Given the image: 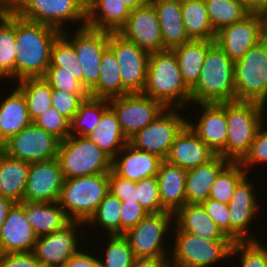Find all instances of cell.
<instances>
[{"instance_id": "bcb514c9", "label": "cell", "mask_w": 267, "mask_h": 267, "mask_svg": "<svg viewBox=\"0 0 267 267\" xmlns=\"http://www.w3.org/2000/svg\"><path fill=\"white\" fill-rule=\"evenodd\" d=\"M135 202H138L148 213L165 212L162 209L156 176L136 182Z\"/></svg>"}, {"instance_id": "f907efd6", "label": "cell", "mask_w": 267, "mask_h": 267, "mask_svg": "<svg viewBox=\"0 0 267 267\" xmlns=\"http://www.w3.org/2000/svg\"><path fill=\"white\" fill-rule=\"evenodd\" d=\"M263 126L264 124L259 128L250 150L239 162L246 172H248L249 165L259 162L267 163V128Z\"/></svg>"}, {"instance_id": "f35d334b", "label": "cell", "mask_w": 267, "mask_h": 267, "mask_svg": "<svg viewBox=\"0 0 267 267\" xmlns=\"http://www.w3.org/2000/svg\"><path fill=\"white\" fill-rule=\"evenodd\" d=\"M15 63V13H12L0 16V79L15 78Z\"/></svg>"}, {"instance_id": "91938a15", "label": "cell", "mask_w": 267, "mask_h": 267, "mask_svg": "<svg viewBox=\"0 0 267 267\" xmlns=\"http://www.w3.org/2000/svg\"><path fill=\"white\" fill-rule=\"evenodd\" d=\"M13 204L14 202L0 195V229L4 224L9 209L13 206Z\"/></svg>"}, {"instance_id": "4dcf8cb0", "label": "cell", "mask_w": 267, "mask_h": 267, "mask_svg": "<svg viewBox=\"0 0 267 267\" xmlns=\"http://www.w3.org/2000/svg\"><path fill=\"white\" fill-rule=\"evenodd\" d=\"M15 88L4 101H0V139L4 143L32 123L26 99L23 93Z\"/></svg>"}, {"instance_id": "d6986e66", "label": "cell", "mask_w": 267, "mask_h": 267, "mask_svg": "<svg viewBox=\"0 0 267 267\" xmlns=\"http://www.w3.org/2000/svg\"><path fill=\"white\" fill-rule=\"evenodd\" d=\"M118 33L149 53L165 50L160 23L150 1L144 6L131 10L126 23Z\"/></svg>"}, {"instance_id": "8fae6325", "label": "cell", "mask_w": 267, "mask_h": 267, "mask_svg": "<svg viewBox=\"0 0 267 267\" xmlns=\"http://www.w3.org/2000/svg\"><path fill=\"white\" fill-rule=\"evenodd\" d=\"M172 222L174 214L170 212L149 213L129 229L123 236L128 240L135 258H169V247L164 244Z\"/></svg>"}, {"instance_id": "6125c7cd", "label": "cell", "mask_w": 267, "mask_h": 267, "mask_svg": "<svg viewBox=\"0 0 267 267\" xmlns=\"http://www.w3.org/2000/svg\"><path fill=\"white\" fill-rule=\"evenodd\" d=\"M130 10H134L138 7L144 6L150 0H121Z\"/></svg>"}, {"instance_id": "be15d7a7", "label": "cell", "mask_w": 267, "mask_h": 267, "mask_svg": "<svg viewBox=\"0 0 267 267\" xmlns=\"http://www.w3.org/2000/svg\"><path fill=\"white\" fill-rule=\"evenodd\" d=\"M5 153V143L0 139V157Z\"/></svg>"}, {"instance_id": "7402d4cb", "label": "cell", "mask_w": 267, "mask_h": 267, "mask_svg": "<svg viewBox=\"0 0 267 267\" xmlns=\"http://www.w3.org/2000/svg\"><path fill=\"white\" fill-rule=\"evenodd\" d=\"M37 238L23 206L14 203L0 229V253L33 252Z\"/></svg>"}, {"instance_id": "6f0895ef", "label": "cell", "mask_w": 267, "mask_h": 267, "mask_svg": "<svg viewBox=\"0 0 267 267\" xmlns=\"http://www.w3.org/2000/svg\"><path fill=\"white\" fill-rule=\"evenodd\" d=\"M249 14L265 15L267 12V0H239Z\"/></svg>"}, {"instance_id": "4fadbf2b", "label": "cell", "mask_w": 267, "mask_h": 267, "mask_svg": "<svg viewBox=\"0 0 267 267\" xmlns=\"http://www.w3.org/2000/svg\"><path fill=\"white\" fill-rule=\"evenodd\" d=\"M109 107L116 114L121 130L128 140L166 109L160 101L142 93L110 98Z\"/></svg>"}, {"instance_id": "03108f58", "label": "cell", "mask_w": 267, "mask_h": 267, "mask_svg": "<svg viewBox=\"0 0 267 267\" xmlns=\"http://www.w3.org/2000/svg\"><path fill=\"white\" fill-rule=\"evenodd\" d=\"M264 16H265L266 34H267V12H266V14Z\"/></svg>"}, {"instance_id": "ba28073f", "label": "cell", "mask_w": 267, "mask_h": 267, "mask_svg": "<svg viewBox=\"0 0 267 267\" xmlns=\"http://www.w3.org/2000/svg\"><path fill=\"white\" fill-rule=\"evenodd\" d=\"M175 227L170 267H212L213 263L230 257L234 243L231 240H204Z\"/></svg>"}, {"instance_id": "d4e9b609", "label": "cell", "mask_w": 267, "mask_h": 267, "mask_svg": "<svg viewBox=\"0 0 267 267\" xmlns=\"http://www.w3.org/2000/svg\"><path fill=\"white\" fill-rule=\"evenodd\" d=\"M187 170L163 160L156 175L164 211L175 214L186 204Z\"/></svg>"}, {"instance_id": "7a4b0ae2", "label": "cell", "mask_w": 267, "mask_h": 267, "mask_svg": "<svg viewBox=\"0 0 267 267\" xmlns=\"http://www.w3.org/2000/svg\"><path fill=\"white\" fill-rule=\"evenodd\" d=\"M142 94L160 101L166 108L183 110L186 103H191V90L183 81L173 50L165 49L149 54L146 84Z\"/></svg>"}, {"instance_id": "836d02e7", "label": "cell", "mask_w": 267, "mask_h": 267, "mask_svg": "<svg viewBox=\"0 0 267 267\" xmlns=\"http://www.w3.org/2000/svg\"><path fill=\"white\" fill-rule=\"evenodd\" d=\"M87 137L112 160L129 142L121 130L116 114L110 107L103 113L95 129Z\"/></svg>"}, {"instance_id": "277c9868", "label": "cell", "mask_w": 267, "mask_h": 267, "mask_svg": "<svg viewBox=\"0 0 267 267\" xmlns=\"http://www.w3.org/2000/svg\"><path fill=\"white\" fill-rule=\"evenodd\" d=\"M265 107L254 101L226 102V159L230 162H240L250 150L259 128L265 124Z\"/></svg>"}, {"instance_id": "ee69618b", "label": "cell", "mask_w": 267, "mask_h": 267, "mask_svg": "<svg viewBox=\"0 0 267 267\" xmlns=\"http://www.w3.org/2000/svg\"><path fill=\"white\" fill-rule=\"evenodd\" d=\"M105 257L98 258L103 267H132L135 256L128 240L123 235L108 236Z\"/></svg>"}, {"instance_id": "5bb4252c", "label": "cell", "mask_w": 267, "mask_h": 267, "mask_svg": "<svg viewBox=\"0 0 267 267\" xmlns=\"http://www.w3.org/2000/svg\"><path fill=\"white\" fill-rule=\"evenodd\" d=\"M61 140L33 122L5 142V153L28 163L57 158Z\"/></svg>"}, {"instance_id": "9f6ffc18", "label": "cell", "mask_w": 267, "mask_h": 267, "mask_svg": "<svg viewBox=\"0 0 267 267\" xmlns=\"http://www.w3.org/2000/svg\"><path fill=\"white\" fill-rule=\"evenodd\" d=\"M98 261V257L88 252L79 251L73 255L62 267H90Z\"/></svg>"}, {"instance_id": "816d5d0a", "label": "cell", "mask_w": 267, "mask_h": 267, "mask_svg": "<svg viewBox=\"0 0 267 267\" xmlns=\"http://www.w3.org/2000/svg\"><path fill=\"white\" fill-rule=\"evenodd\" d=\"M201 204L205 208L207 215L217 225L222 234L230 239V213L228 204L210 198L206 199Z\"/></svg>"}, {"instance_id": "9a60e30c", "label": "cell", "mask_w": 267, "mask_h": 267, "mask_svg": "<svg viewBox=\"0 0 267 267\" xmlns=\"http://www.w3.org/2000/svg\"><path fill=\"white\" fill-rule=\"evenodd\" d=\"M117 58L123 87L129 93H142L147 78L149 52L123 38L109 34V46Z\"/></svg>"}, {"instance_id": "003e7915", "label": "cell", "mask_w": 267, "mask_h": 267, "mask_svg": "<svg viewBox=\"0 0 267 267\" xmlns=\"http://www.w3.org/2000/svg\"><path fill=\"white\" fill-rule=\"evenodd\" d=\"M15 4H17L19 2V0H12Z\"/></svg>"}, {"instance_id": "8d00e7d4", "label": "cell", "mask_w": 267, "mask_h": 267, "mask_svg": "<svg viewBox=\"0 0 267 267\" xmlns=\"http://www.w3.org/2000/svg\"><path fill=\"white\" fill-rule=\"evenodd\" d=\"M15 85L26 99L29 117L32 122L52 106V87L44 77L25 78L17 81Z\"/></svg>"}, {"instance_id": "f5cc1de1", "label": "cell", "mask_w": 267, "mask_h": 267, "mask_svg": "<svg viewBox=\"0 0 267 267\" xmlns=\"http://www.w3.org/2000/svg\"><path fill=\"white\" fill-rule=\"evenodd\" d=\"M121 235L135 227L147 214L135 201H121Z\"/></svg>"}, {"instance_id": "44dd1931", "label": "cell", "mask_w": 267, "mask_h": 267, "mask_svg": "<svg viewBox=\"0 0 267 267\" xmlns=\"http://www.w3.org/2000/svg\"><path fill=\"white\" fill-rule=\"evenodd\" d=\"M197 106L203 109L199 119H195L198 122L187 121V125L214 153L226 158V102Z\"/></svg>"}, {"instance_id": "680465c9", "label": "cell", "mask_w": 267, "mask_h": 267, "mask_svg": "<svg viewBox=\"0 0 267 267\" xmlns=\"http://www.w3.org/2000/svg\"><path fill=\"white\" fill-rule=\"evenodd\" d=\"M132 267H170L169 258L135 259Z\"/></svg>"}, {"instance_id": "4316f807", "label": "cell", "mask_w": 267, "mask_h": 267, "mask_svg": "<svg viewBox=\"0 0 267 267\" xmlns=\"http://www.w3.org/2000/svg\"><path fill=\"white\" fill-rule=\"evenodd\" d=\"M131 10L121 0H87L86 26L118 33Z\"/></svg>"}, {"instance_id": "60d3db41", "label": "cell", "mask_w": 267, "mask_h": 267, "mask_svg": "<svg viewBox=\"0 0 267 267\" xmlns=\"http://www.w3.org/2000/svg\"><path fill=\"white\" fill-rule=\"evenodd\" d=\"M121 210V201L108 192L85 224H98L109 236L121 235Z\"/></svg>"}, {"instance_id": "681fc988", "label": "cell", "mask_w": 267, "mask_h": 267, "mask_svg": "<svg viewBox=\"0 0 267 267\" xmlns=\"http://www.w3.org/2000/svg\"><path fill=\"white\" fill-rule=\"evenodd\" d=\"M88 96L89 94H75L52 89L51 103L52 107L71 121L79 110L81 103Z\"/></svg>"}, {"instance_id": "db71d44e", "label": "cell", "mask_w": 267, "mask_h": 267, "mask_svg": "<svg viewBox=\"0 0 267 267\" xmlns=\"http://www.w3.org/2000/svg\"><path fill=\"white\" fill-rule=\"evenodd\" d=\"M135 188V181L121 178L112 170L109 172V193L120 201H135Z\"/></svg>"}, {"instance_id": "484cf974", "label": "cell", "mask_w": 267, "mask_h": 267, "mask_svg": "<svg viewBox=\"0 0 267 267\" xmlns=\"http://www.w3.org/2000/svg\"><path fill=\"white\" fill-rule=\"evenodd\" d=\"M150 2L160 23L164 49L172 50L191 40L183 23L181 1L150 0Z\"/></svg>"}, {"instance_id": "f1b7e54d", "label": "cell", "mask_w": 267, "mask_h": 267, "mask_svg": "<svg viewBox=\"0 0 267 267\" xmlns=\"http://www.w3.org/2000/svg\"><path fill=\"white\" fill-rule=\"evenodd\" d=\"M174 218L175 225L181 231L209 241L230 240L207 215L202 204L186 203L174 214Z\"/></svg>"}, {"instance_id": "c3c4849f", "label": "cell", "mask_w": 267, "mask_h": 267, "mask_svg": "<svg viewBox=\"0 0 267 267\" xmlns=\"http://www.w3.org/2000/svg\"><path fill=\"white\" fill-rule=\"evenodd\" d=\"M44 79L52 89L64 90L75 94H89L82 84L61 67H48Z\"/></svg>"}, {"instance_id": "f6af8a7d", "label": "cell", "mask_w": 267, "mask_h": 267, "mask_svg": "<svg viewBox=\"0 0 267 267\" xmlns=\"http://www.w3.org/2000/svg\"><path fill=\"white\" fill-rule=\"evenodd\" d=\"M240 254H237V253ZM239 255L241 267H267V246L259 240L234 242L230 256Z\"/></svg>"}, {"instance_id": "5b68a950", "label": "cell", "mask_w": 267, "mask_h": 267, "mask_svg": "<svg viewBox=\"0 0 267 267\" xmlns=\"http://www.w3.org/2000/svg\"><path fill=\"white\" fill-rule=\"evenodd\" d=\"M109 192V173L64 179L58 199L71 221L86 223Z\"/></svg>"}, {"instance_id": "7c38bea8", "label": "cell", "mask_w": 267, "mask_h": 267, "mask_svg": "<svg viewBox=\"0 0 267 267\" xmlns=\"http://www.w3.org/2000/svg\"><path fill=\"white\" fill-rule=\"evenodd\" d=\"M76 30L74 35L67 30L61 34L74 46L76 57L82 66L83 87L89 93L97 85L100 77V62L103 52L109 46L111 32L87 26Z\"/></svg>"}, {"instance_id": "ac0fdd59", "label": "cell", "mask_w": 267, "mask_h": 267, "mask_svg": "<svg viewBox=\"0 0 267 267\" xmlns=\"http://www.w3.org/2000/svg\"><path fill=\"white\" fill-rule=\"evenodd\" d=\"M64 176L57 158L30 163L25 202H58Z\"/></svg>"}, {"instance_id": "ffe728a7", "label": "cell", "mask_w": 267, "mask_h": 267, "mask_svg": "<svg viewBox=\"0 0 267 267\" xmlns=\"http://www.w3.org/2000/svg\"><path fill=\"white\" fill-rule=\"evenodd\" d=\"M253 183L246 175L236 186L228 204L230 213V240L232 242L255 241L248 232L252 220L258 213L259 203L253 191Z\"/></svg>"}, {"instance_id": "2e32d148", "label": "cell", "mask_w": 267, "mask_h": 267, "mask_svg": "<svg viewBox=\"0 0 267 267\" xmlns=\"http://www.w3.org/2000/svg\"><path fill=\"white\" fill-rule=\"evenodd\" d=\"M266 35L265 16L249 14L243 20L216 32L215 42L233 62H236Z\"/></svg>"}, {"instance_id": "603a6c76", "label": "cell", "mask_w": 267, "mask_h": 267, "mask_svg": "<svg viewBox=\"0 0 267 267\" xmlns=\"http://www.w3.org/2000/svg\"><path fill=\"white\" fill-rule=\"evenodd\" d=\"M162 161L159 156L139 150L128 142L112 160V171L121 178L138 182L156 176Z\"/></svg>"}, {"instance_id": "b9f144b4", "label": "cell", "mask_w": 267, "mask_h": 267, "mask_svg": "<svg viewBox=\"0 0 267 267\" xmlns=\"http://www.w3.org/2000/svg\"><path fill=\"white\" fill-rule=\"evenodd\" d=\"M247 175L239 162H230L216 177L209 198L229 204L238 183Z\"/></svg>"}, {"instance_id": "74e56055", "label": "cell", "mask_w": 267, "mask_h": 267, "mask_svg": "<svg viewBox=\"0 0 267 267\" xmlns=\"http://www.w3.org/2000/svg\"><path fill=\"white\" fill-rule=\"evenodd\" d=\"M108 108L109 99L88 96L70 121V135L79 134L78 136L87 137L93 132Z\"/></svg>"}, {"instance_id": "d6a6232c", "label": "cell", "mask_w": 267, "mask_h": 267, "mask_svg": "<svg viewBox=\"0 0 267 267\" xmlns=\"http://www.w3.org/2000/svg\"><path fill=\"white\" fill-rule=\"evenodd\" d=\"M214 42L190 40L172 49L177 57L183 81L190 90L199 80L207 50Z\"/></svg>"}, {"instance_id": "e7e4bbea", "label": "cell", "mask_w": 267, "mask_h": 267, "mask_svg": "<svg viewBox=\"0 0 267 267\" xmlns=\"http://www.w3.org/2000/svg\"><path fill=\"white\" fill-rule=\"evenodd\" d=\"M90 267H103V266L100 264L98 260L93 266H90Z\"/></svg>"}, {"instance_id": "83f0119b", "label": "cell", "mask_w": 267, "mask_h": 267, "mask_svg": "<svg viewBox=\"0 0 267 267\" xmlns=\"http://www.w3.org/2000/svg\"><path fill=\"white\" fill-rule=\"evenodd\" d=\"M229 163L228 159L216 155L209 162L187 170L186 203L201 204L208 199L216 177Z\"/></svg>"}, {"instance_id": "8992f818", "label": "cell", "mask_w": 267, "mask_h": 267, "mask_svg": "<svg viewBox=\"0 0 267 267\" xmlns=\"http://www.w3.org/2000/svg\"><path fill=\"white\" fill-rule=\"evenodd\" d=\"M64 179L109 173L112 159L88 137L70 135L60 142L57 154Z\"/></svg>"}, {"instance_id": "e0dca14e", "label": "cell", "mask_w": 267, "mask_h": 267, "mask_svg": "<svg viewBox=\"0 0 267 267\" xmlns=\"http://www.w3.org/2000/svg\"><path fill=\"white\" fill-rule=\"evenodd\" d=\"M82 222L71 221L63 229L39 236L33 254L43 267H62L73 255L80 251L77 230Z\"/></svg>"}, {"instance_id": "52a82bcc", "label": "cell", "mask_w": 267, "mask_h": 267, "mask_svg": "<svg viewBox=\"0 0 267 267\" xmlns=\"http://www.w3.org/2000/svg\"><path fill=\"white\" fill-rule=\"evenodd\" d=\"M237 101L267 104V36L234 62Z\"/></svg>"}, {"instance_id": "6da1fadb", "label": "cell", "mask_w": 267, "mask_h": 267, "mask_svg": "<svg viewBox=\"0 0 267 267\" xmlns=\"http://www.w3.org/2000/svg\"><path fill=\"white\" fill-rule=\"evenodd\" d=\"M61 34L57 29L21 18L15 13V79L44 77L51 48Z\"/></svg>"}, {"instance_id": "7bdbcfd3", "label": "cell", "mask_w": 267, "mask_h": 267, "mask_svg": "<svg viewBox=\"0 0 267 267\" xmlns=\"http://www.w3.org/2000/svg\"><path fill=\"white\" fill-rule=\"evenodd\" d=\"M49 67H61L71 74L83 86L82 66L76 57L74 46L60 34L51 48Z\"/></svg>"}, {"instance_id": "1f68e13d", "label": "cell", "mask_w": 267, "mask_h": 267, "mask_svg": "<svg viewBox=\"0 0 267 267\" xmlns=\"http://www.w3.org/2000/svg\"><path fill=\"white\" fill-rule=\"evenodd\" d=\"M30 163L10 157H0V195L14 203H21L25 192Z\"/></svg>"}, {"instance_id": "3957f363", "label": "cell", "mask_w": 267, "mask_h": 267, "mask_svg": "<svg viewBox=\"0 0 267 267\" xmlns=\"http://www.w3.org/2000/svg\"><path fill=\"white\" fill-rule=\"evenodd\" d=\"M234 62L214 42L207 50L199 80L191 89V102L212 104L236 101Z\"/></svg>"}, {"instance_id": "cb8c5ba5", "label": "cell", "mask_w": 267, "mask_h": 267, "mask_svg": "<svg viewBox=\"0 0 267 267\" xmlns=\"http://www.w3.org/2000/svg\"><path fill=\"white\" fill-rule=\"evenodd\" d=\"M216 155L217 154L186 125L176 136L166 160L171 164L189 170L209 162Z\"/></svg>"}, {"instance_id": "f546056e", "label": "cell", "mask_w": 267, "mask_h": 267, "mask_svg": "<svg viewBox=\"0 0 267 267\" xmlns=\"http://www.w3.org/2000/svg\"><path fill=\"white\" fill-rule=\"evenodd\" d=\"M37 237L63 229L71 220L58 202L20 203Z\"/></svg>"}, {"instance_id": "d590c367", "label": "cell", "mask_w": 267, "mask_h": 267, "mask_svg": "<svg viewBox=\"0 0 267 267\" xmlns=\"http://www.w3.org/2000/svg\"><path fill=\"white\" fill-rule=\"evenodd\" d=\"M182 19L191 40L215 41L216 32L213 30L204 0L181 1Z\"/></svg>"}, {"instance_id": "e575fe53", "label": "cell", "mask_w": 267, "mask_h": 267, "mask_svg": "<svg viewBox=\"0 0 267 267\" xmlns=\"http://www.w3.org/2000/svg\"><path fill=\"white\" fill-rule=\"evenodd\" d=\"M119 69L115 53L107 47L100 62V77L97 85L89 92V96L110 99L129 94L123 87Z\"/></svg>"}, {"instance_id": "30bf717a", "label": "cell", "mask_w": 267, "mask_h": 267, "mask_svg": "<svg viewBox=\"0 0 267 267\" xmlns=\"http://www.w3.org/2000/svg\"><path fill=\"white\" fill-rule=\"evenodd\" d=\"M180 108H166L150 124L129 139V143L166 160L176 136L189 120L179 113Z\"/></svg>"}, {"instance_id": "11a10c76", "label": "cell", "mask_w": 267, "mask_h": 267, "mask_svg": "<svg viewBox=\"0 0 267 267\" xmlns=\"http://www.w3.org/2000/svg\"><path fill=\"white\" fill-rule=\"evenodd\" d=\"M0 267H43L33 252L0 253Z\"/></svg>"}, {"instance_id": "94428289", "label": "cell", "mask_w": 267, "mask_h": 267, "mask_svg": "<svg viewBox=\"0 0 267 267\" xmlns=\"http://www.w3.org/2000/svg\"><path fill=\"white\" fill-rule=\"evenodd\" d=\"M16 4L12 0H0V16L15 13Z\"/></svg>"}, {"instance_id": "ab89813d", "label": "cell", "mask_w": 267, "mask_h": 267, "mask_svg": "<svg viewBox=\"0 0 267 267\" xmlns=\"http://www.w3.org/2000/svg\"><path fill=\"white\" fill-rule=\"evenodd\" d=\"M209 22L215 32L243 20L249 12L239 0H204Z\"/></svg>"}, {"instance_id": "7dc6e473", "label": "cell", "mask_w": 267, "mask_h": 267, "mask_svg": "<svg viewBox=\"0 0 267 267\" xmlns=\"http://www.w3.org/2000/svg\"><path fill=\"white\" fill-rule=\"evenodd\" d=\"M33 123L61 141L70 136V120L52 106L41 113Z\"/></svg>"}, {"instance_id": "9c48e42d", "label": "cell", "mask_w": 267, "mask_h": 267, "mask_svg": "<svg viewBox=\"0 0 267 267\" xmlns=\"http://www.w3.org/2000/svg\"><path fill=\"white\" fill-rule=\"evenodd\" d=\"M87 0H19L15 13L21 18L65 31L66 22L81 21L86 26ZM85 20V21H84Z\"/></svg>"}]
</instances>
